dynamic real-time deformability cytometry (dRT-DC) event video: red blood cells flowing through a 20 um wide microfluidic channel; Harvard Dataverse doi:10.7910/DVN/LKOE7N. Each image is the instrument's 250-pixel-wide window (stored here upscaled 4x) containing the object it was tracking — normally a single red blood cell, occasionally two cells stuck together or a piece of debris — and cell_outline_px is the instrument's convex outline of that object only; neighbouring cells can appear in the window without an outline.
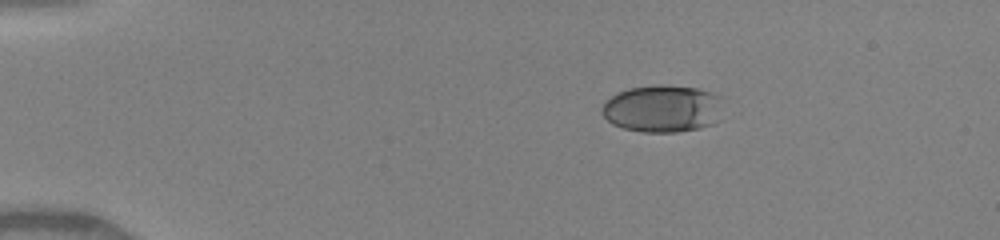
{"species": "human", "species_latin": "Homo sapiens", "temperature_condition": "warm", "stored_images_in_passage": 68, "camera_frame_rate_fps": 3000, "um_per_image_px": 0.085, "donor": {"sex": "female"}, "frame": {"image": 1, "passage_image": 1, "time_ms": 0.0, "image_size_px": [1000, 240], "cell_outline_px": [[720, 96], [716, 120], [712, 124], [700, 128], [676, 132], [644, 132], [624, 128], [612, 124], [600, 112], [604, 100], [620, 92], [632, 88], [660, 84], [668, 84], [696, 88]], "centroid_in_image_um": [56.24, 9.23], "position_along_channel_um": 28.8, "area_um2": 33.0}}
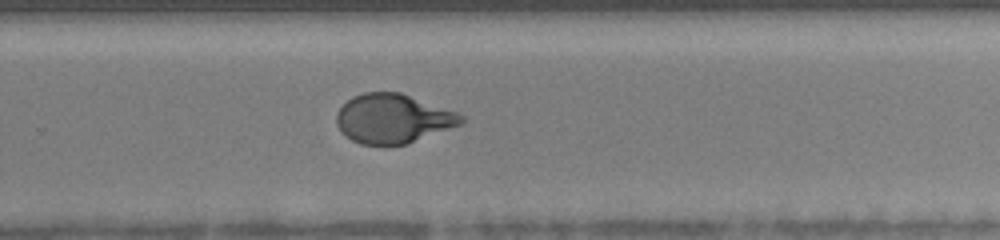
{"frame": {"image": 2, "passage_image": 45, "time_ms": 8.333, "image_size_px": [1000, 240], "cell_outline_px": [[464, 120], [460, 124], [408, 144], [384, 148], [360, 144], [352, 140], [340, 132], [336, 124], [336, 112], [352, 96], [364, 92], [400, 92], [456, 112], [464, 116]], "centroid_in_image_um": [33.35, 10.12], "position_along_channel_um": 296.5, "area_um2": 36.24}}
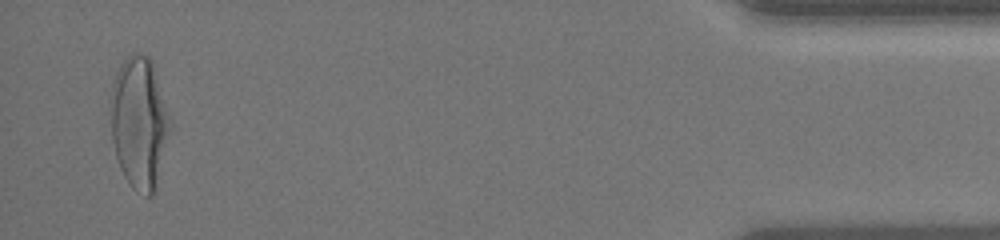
{"frame": {"image": 3, "passage_image": 66, "time_ms": 13.0, "image_size_px": [1000, 240], "cell_outline_px": [[168, 132], [156, 192], [152, 196], [148, 196], [136, 192], [132, 188], [124, 176], [120, 168], [116, 156], [112, 140], [112, 84], [116, 72], [124, 60], [132, 52], [140, 52], [148, 56], [152, 60], [168, 120]], "centroid_in_image_um": [11.81, 10.46], "position_along_channel_um": 423.4, "area_um2": 44.56}, "authors_computed_cell_mechanics": {"area_um2": 35.8649, "velocity_mm_per_s": 4.1724, "shape_relaxation_time_tau1_ms": 4.0075, "shape_relaxation_time_tau2_ms": null, "deformation_change_tau1": 0.2098, "deformation_change_tau2": null}}